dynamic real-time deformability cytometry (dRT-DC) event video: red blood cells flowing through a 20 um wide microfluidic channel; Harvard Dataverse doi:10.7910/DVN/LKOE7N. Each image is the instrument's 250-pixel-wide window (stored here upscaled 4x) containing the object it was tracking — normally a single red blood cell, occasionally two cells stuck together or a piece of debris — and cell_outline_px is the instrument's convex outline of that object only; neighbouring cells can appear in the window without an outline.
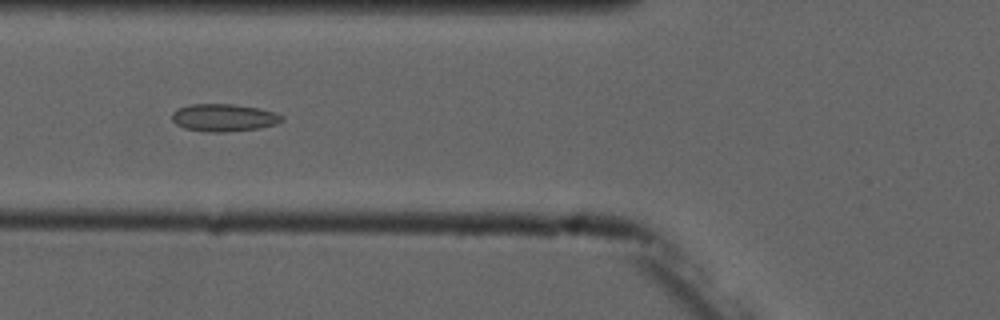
{"species": "common noctule bat (a hibernating species)", "species_latin": "Nyctalus noctula", "temperature_condition": "cold", "stored_images_in_passage": 6, "camera_frame_rate_fps": 3000, "um_per_image_px": 0.085, "animal": {"sex": "male", "forearm_length_mm": 52.5}, "frame": {"image": 1, "passage_image": 4, "time_ms": 3.333, "image_size_px": [1000, 320], "cell_outline_px": [[284, 120], [276, 124], [260, 128], [220, 132], [204, 132], [184, 128], [176, 124], [172, 120], [172, 112], [176, 108], [188, 104], [232, 104], [260, 108], [276, 112], [284, 116]], "centroid_in_image_um": [19.02, 9.99], "position_along_channel_um": 106.8, "area_um2": 17.86}}
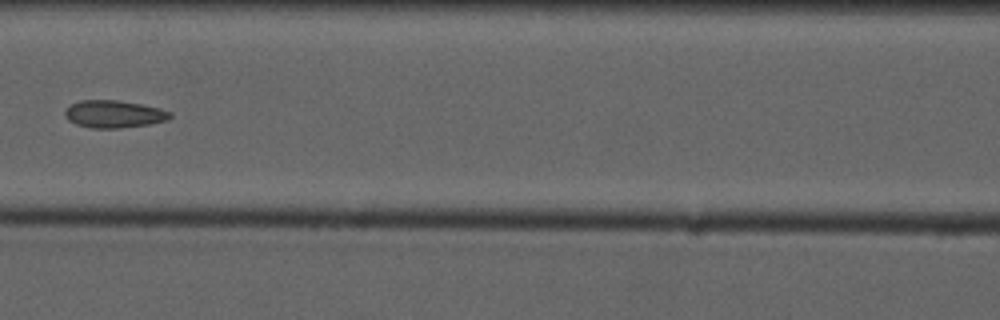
{"frame": {"image": 2, "passage_image": 5, "time_ms": 4.667, "image_size_px": [1000, 320], "cell_outline_px": [[172, 116], [168, 120], [148, 124], [120, 128], [88, 128], [76, 124], [68, 120], [64, 116], [64, 112], [72, 104], [80, 100], [116, 100], [140, 104], [160, 108], [172, 112]], "centroid_in_image_um": [9.68, 9.7], "position_along_channel_um": 156.9, "area_um2": 16.82}}
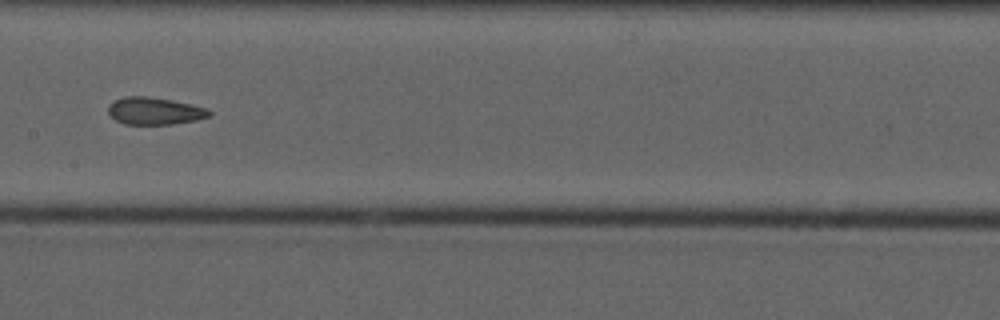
{"frame": {"image": 3, "passage_image": 6, "time_ms": 5.667, "image_size_px": [1000, 320], "cell_outline_px": [[212, 116], [196, 120], [172, 124], [124, 124], [116, 120], [108, 112], [108, 108], [116, 100], [124, 96], [148, 96], [172, 100], [208, 108], [212, 112]], "centroid_in_image_um": [13.19, 9.43], "position_along_channel_um": 194.2, "area_um2": 16.01}}